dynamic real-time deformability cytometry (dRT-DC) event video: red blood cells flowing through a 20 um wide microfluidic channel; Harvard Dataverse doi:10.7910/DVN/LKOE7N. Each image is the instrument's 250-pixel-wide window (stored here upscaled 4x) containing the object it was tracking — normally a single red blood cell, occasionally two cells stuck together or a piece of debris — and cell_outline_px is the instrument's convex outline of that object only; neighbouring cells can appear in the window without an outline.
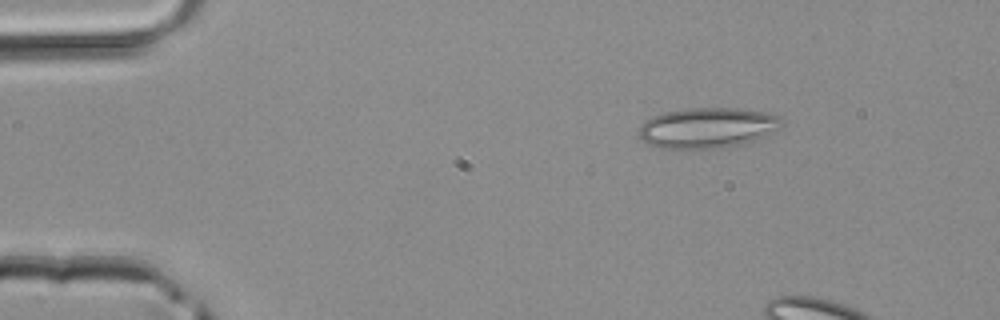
{"species": "common noctule bat (a hibernating species)", "species_latin": "Nyctalus noctula", "temperature_condition": "room temperature", "stored_images_in_passage": 3, "camera_frame_rate_fps": 3000, "um_per_image_px": 0.085, "animal": {"sex": "male", "body_mass_g": 20.4}, "frame": {"image": 1, "passage_image": 1, "time_ms": 0.0, "image_size_px": [1000, 320], "cell_outline_px": [[784, 120], [780, 128], [764, 136], [728, 148], [692, 152], [660, 148], [648, 144], [640, 136], [640, 128], [644, 120], [652, 116], [664, 112], [692, 108], [736, 108], [760, 112], [780, 116]], "centroid_in_image_um": [60.1, 10.91], "position_along_channel_um": 24.9, "area_um2": 34.39}}